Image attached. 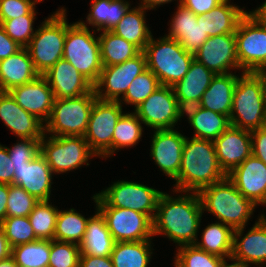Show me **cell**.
<instances>
[{
    "label": "cell",
    "instance_id": "cell-36",
    "mask_svg": "<svg viewBox=\"0 0 266 267\" xmlns=\"http://www.w3.org/2000/svg\"><path fill=\"white\" fill-rule=\"evenodd\" d=\"M88 218L74 208L59 210L56 218L54 240L80 245L84 239Z\"/></svg>",
    "mask_w": 266,
    "mask_h": 267
},
{
    "label": "cell",
    "instance_id": "cell-37",
    "mask_svg": "<svg viewBox=\"0 0 266 267\" xmlns=\"http://www.w3.org/2000/svg\"><path fill=\"white\" fill-rule=\"evenodd\" d=\"M142 121L133 112H124L116 123L112 136V156L122 148H131L140 142L143 135Z\"/></svg>",
    "mask_w": 266,
    "mask_h": 267
},
{
    "label": "cell",
    "instance_id": "cell-31",
    "mask_svg": "<svg viewBox=\"0 0 266 267\" xmlns=\"http://www.w3.org/2000/svg\"><path fill=\"white\" fill-rule=\"evenodd\" d=\"M230 1L224 0L217 7L203 14L205 32L209 37L234 34L239 21L248 12Z\"/></svg>",
    "mask_w": 266,
    "mask_h": 267
},
{
    "label": "cell",
    "instance_id": "cell-41",
    "mask_svg": "<svg viewBox=\"0 0 266 267\" xmlns=\"http://www.w3.org/2000/svg\"><path fill=\"white\" fill-rule=\"evenodd\" d=\"M160 86L158 78L147 68L133 80L119 103L133 105L137 109Z\"/></svg>",
    "mask_w": 266,
    "mask_h": 267
},
{
    "label": "cell",
    "instance_id": "cell-49",
    "mask_svg": "<svg viewBox=\"0 0 266 267\" xmlns=\"http://www.w3.org/2000/svg\"><path fill=\"white\" fill-rule=\"evenodd\" d=\"M252 155L266 164V126L251 131Z\"/></svg>",
    "mask_w": 266,
    "mask_h": 267
},
{
    "label": "cell",
    "instance_id": "cell-24",
    "mask_svg": "<svg viewBox=\"0 0 266 267\" xmlns=\"http://www.w3.org/2000/svg\"><path fill=\"white\" fill-rule=\"evenodd\" d=\"M0 119L18 138L42 139L44 123L25 111L8 92H0Z\"/></svg>",
    "mask_w": 266,
    "mask_h": 267
},
{
    "label": "cell",
    "instance_id": "cell-44",
    "mask_svg": "<svg viewBox=\"0 0 266 267\" xmlns=\"http://www.w3.org/2000/svg\"><path fill=\"white\" fill-rule=\"evenodd\" d=\"M0 228L3 230L11 248L38 240L28 216L6 217L0 223Z\"/></svg>",
    "mask_w": 266,
    "mask_h": 267
},
{
    "label": "cell",
    "instance_id": "cell-1",
    "mask_svg": "<svg viewBox=\"0 0 266 267\" xmlns=\"http://www.w3.org/2000/svg\"><path fill=\"white\" fill-rule=\"evenodd\" d=\"M162 192L153 219V237L163 235L173 241L178 247L195 244L198 239L201 218L203 215L202 203L198 192Z\"/></svg>",
    "mask_w": 266,
    "mask_h": 267
},
{
    "label": "cell",
    "instance_id": "cell-17",
    "mask_svg": "<svg viewBox=\"0 0 266 267\" xmlns=\"http://www.w3.org/2000/svg\"><path fill=\"white\" fill-rule=\"evenodd\" d=\"M194 59L215 75L231 73V69L242 71L237 59L234 34L209 37L195 52Z\"/></svg>",
    "mask_w": 266,
    "mask_h": 267
},
{
    "label": "cell",
    "instance_id": "cell-55",
    "mask_svg": "<svg viewBox=\"0 0 266 267\" xmlns=\"http://www.w3.org/2000/svg\"><path fill=\"white\" fill-rule=\"evenodd\" d=\"M9 184L0 183V223L6 218Z\"/></svg>",
    "mask_w": 266,
    "mask_h": 267
},
{
    "label": "cell",
    "instance_id": "cell-5",
    "mask_svg": "<svg viewBox=\"0 0 266 267\" xmlns=\"http://www.w3.org/2000/svg\"><path fill=\"white\" fill-rule=\"evenodd\" d=\"M152 35L143 52L147 68L158 78L161 85L173 87L189 71L194 54L187 52L180 43L167 37L155 40Z\"/></svg>",
    "mask_w": 266,
    "mask_h": 267
},
{
    "label": "cell",
    "instance_id": "cell-57",
    "mask_svg": "<svg viewBox=\"0 0 266 267\" xmlns=\"http://www.w3.org/2000/svg\"><path fill=\"white\" fill-rule=\"evenodd\" d=\"M140 4L138 6H141L145 8L146 10H154L156 7H160V5L168 4L170 2H173V0H139ZM177 1V5L181 4L182 0H174Z\"/></svg>",
    "mask_w": 266,
    "mask_h": 267
},
{
    "label": "cell",
    "instance_id": "cell-47",
    "mask_svg": "<svg viewBox=\"0 0 266 267\" xmlns=\"http://www.w3.org/2000/svg\"><path fill=\"white\" fill-rule=\"evenodd\" d=\"M41 139L19 138L12 147H7L13 167L27 165L40 153Z\"/></svg>",
    "mask_w": 266,
    "mask_h": 267
},
{
    "label": "cell",
    "instance_id": "cell-21",
    "mask_svg": "<svg viewBox=\"0 0 266 267\" xmlns=\"http://www.w3.org/2000/svg\"><path fill=\"white\" fill-rule=\"evenodd\" d=\"M8 93L25 111L35 115L44 124L49 119L55 98L43 75L31 82L13 87Z\"/></svg>",
    "mask_w": 266,
    "mask_h": 267
},
{
    "label": "cell",
    "instance_id": "cell-40",
    "mask_svg": "<svg viewBox=\"0 0 266 267\" xmlns=\"http://www.w3.org/2000/svg\"><path fill=\"white\" fill-rule=\"evenodd\" d=\"M51 201H39L29 214V222L37 239L53 240L59 209Z\"/></svg>",
    "mask_w": 266,
    "mask_h": 267
},
{
    "label": "cell",
    "instance_id": "cell-14",
    "mask_svg": "<svg viewBox=\"0 0 266 267\" xmlns=\"http://www.w3.org/2000/svg\"><path fill=\"white\" fill-rule=\"evenodd\" d=\"M147 69L143 51L121 64L103 66L97 83L93 86L100 100L119 101L133 80Z\"/></svg>",
    "mask_w": 266,
    "mask_h": 267
},
{
    "label": "cell",
    "instance_id": "cell-43",
    "mask_svg": "<svg viewBox=\"0 0 266 267\" xmlns=\"http://www.w3.org/2000/svg\"><path fill=\"white\" fill-rule=\"evenodd\" d=\"M36 14L34 7L27 15L0 21V26L13 41L25 48L36 32V28L33 27Z\"/></svg>",
    "mask_w": 266,
    "mask_h": 267
},
{
    "label": "cell",
    "instance_id": "cell-30",
    "mask_svg": "<svg viewBox=\"0 0 266 267\" xmlns=\"http://www.w3.org/2000/svg\"><path fill=\"white\" fill-rule=\"evenodd\" d=\"M146 10L141 6L131 8L111 31L143 51L152 37L146 21Z\"/></svg>",
    "mask_w": 266,
    "mask_h": 267
},
{
    "label": "cell",
    "instance_id": "cell-12",
    "mask_svg": "<svg viewBox=\"0 0 266 267\" xmlns=\"http://www.w3.org/2000/svg\"><path fill=\"white\" fill-rule=\"evenodd\" d=\"M122 107L119 101L95 100L84 138L97 157L112 156V136Z\"/></svg>",
    "mask_w": 266,
    "mask_h": 267
},
{
    "label": "cell",
    "instance_id": "cell-39",
    "mask_svg": "<svg viewBox=\"0 0 266 267\" xmlns=\"http://www.w3.org/2000/svg\"><path fill=\"white\" fill-rule=\"evenodd\" d=\"M50 240L38 239L11 248V257L18 267H48Z\"/></svg>",
    "mask_w": 266,
    "mask_h": 267
},
{
    "label": "cell",
    "instance_id": "cell-25",
    "mask_svg": "<svg viewBox=\"0 0 266 267\" xmlns=\"http://www.w3.org/2000/svg\"><path fill=\"white\" fill-rule=\"evenodd\" d=\"M43 76L48 81L55 99L75 98L89 93L93 85L68 61L63 58Z\"/></svg>",
    "mask_w": 266,
    "mask_h": 267
},
{
    "label": "cell",
    "instance_id": "cell-28",
    "mask_svg": "<svg viewBox=\"0 0 266 267\" xmlns=\"http://www.w3.org/2000/svg\"><path fill=\"white\" fill-rule=\"evenodd\" d=\"M130 4L127 0H92L86 22H78L92 26L96 32L111 31L131 8Z\"/></svg>",
    "mask_w": 266,
    "mask_h": 267
},
{
    "label": "cell",
    "instance_id": "cell-38",
    "mask_svg": "<svg viewBox=\"0 0 266 267\" xmlns=\"http://www.w3.org/2000/svg\"><path fill=\"white\" fill-rule=\"evenodd\" d=\"M188 123L194 128L192 137L212 141L231 125L228 116L205 108H201Z\"/></svg>",
    "mask_w": 266,
    "mask_h": 267
},
{
    "label": "cell",
    "instance_id": "cell-23",
    "mask_svg": "<svg viewBox=\"0 0 266 267\" xmlns=\"http://www.w3.org/2000/svg\"><path fill=\"white\" fill-rule=\"evenodd\" d=\"M54 173L39 153L27 165L14 167L13 184L25 189L39 201H50Z\"/></svg>",
    "mask_w": 266,
    "mask_h": 267
},
{
    "label": "cell",
    "instance_id": "cell-8",
    "mask_svg": "<svg viewBox=\"0 0 266 267\" xmlns=\"http://www.w3.org/2000/svg\"><path fill=\"white\" fill-rule=\"evenodd\" d=\"M97 99L94 88L75 98L55 99L44 132L50 136H84Z\"/></svg>",
    "mask_w": 266,
    "mask_h": 267
},
{
    "label": "cell",
    "instance_id": "cell-53",
    "mask_svg": "<svg viewBox=\"0 0 266 267\" xmlns=\"http://www.w3.org/2000/svg\"><path fill=\"white\" fill-rule=\"evenodd\" d=\"M21 47L17 42L13 41L0 26V60L5 59L19 50Z\"/></svg>",
    "mask_w": 266,
    "mask_h": 267
},
{
    "label": "cell",
    "instance_id": "cell-45",
    "mask_svg": "<svg viewBox=\"0 0 266 267\" xmlns=\"http://www.w3.org/2000/svg\"><path fill=\"white\" fill-rule=\"evenodd\" d=\"M80 246L74 243L50 240L48 267H79Z\"/></svg>",
    "mask_w": 266,
    "mask_h": 267
},
{
    "label": "cell",
    "instance_id": "cell-33",
    "mask_svg": "<svg viewBox=\"0 0 266 267\" xmlns=\"http://www.w3.org/2000/svg\"><path fill=\"white\" fill-rule=\"evenodd\" d=\"M214 76L212 71L194 59L186 75L173 86L177 100H201Z\"/></svg>",
    "mask_w": 266,
    "mask_h": 267
},
{
    "label": "cell",
    "instance_id": "cell-42",
    "mask_svg": "<svg viewBox=\"0 0 266 267\" xmlns=\"http://www.w3.org/2000/svg\"><path fill=\"white\" fill-rule=\"evenodd\" d=\"M176 251L174 267H219L224 258L208 253L195 244L182 245Z\"/></svg>",
    "mask_w": 266,
    "mask_h": 267
},
{
    "label": "cell",
    "instance_id": "cell-3",
    "mask_svg": "<svg viewBox=\"0 0 266 267\" xmlns=\"http://www.w3.org/2000/svg\"><path fill=\"white\" fill-rule=\"evenodd\" d=\"M230 124L255 130L266 126V79L264 73L242 72L234 89Z\"/></svg>",
    "mask_w": 266,
    "mask_h": 267
},
{
    "label": "cell",
    "instance_id": "cell-6",
    "mask_svg": "<svg viewBox=\"0 0 266 267\" xmlns=\"http://www.w3.org/2000/svg\"><path fill=\"white\" fill-rule=\"evenodd\" d=\"M67 10L59 8L36 29L30 43L25 47L36 71L43 75L63 58L67 33Z\"/></svg>",
    "mask_w": 266,
    "mask_h": 267
},
{
    "label": "cell",
    "instance_id": "cell-51",
    "mask_svg": "<svg viewBox=\"0 0 266 267\" xmlns=\"http://www.w3.org/2000/svg\"><path fill=\"white\" fill-rule=\"evenodd\" d=\"M202 108L201 101L196 99L177 100V116L178 122L186 114L188 122L195 116Z\"/></svg>",
    "mask_w": 266,
    "mask_h": 267
},
{
    "label": "cell",
    "instance_id": "cell-26",
    "mask_svg": "<svg viewBox=\"0 0 266 267\" xmlns=\"http://www.w3.org/2000/svg\"><path fill=\"white\" fill-rule=\"evenodd\" d=\"M39 75L27 49L22 48L0 60V92H8L15 86L31 82Z\"/></svg>",
    "mask_w": 266,
    "mask_h": 267
},
{
    "label": "cell",
    "instance_id": "cell-20",
    "mask_svg": "<svg viewBox=\"0 0 266 267\" xmlns=\"http://www.w3.org/2000/svg\"><path fill=\"white\" fill-rule=\"evenodd\" d=\"M176 10L166 36L177 40L187 52L195 54L209 38L204 27L205 17L203 14L195 15L182 4H178Z\"/></svg>",
    "mask_w": 266,
    "mask_h": 267
},
{
    "label": "cell",
    "instance_id": "cell-29",
    "mask_svg": "<svg viewBox=\"0 0 266 267\" xmlns=\"http://www.w3.org/2000/svg\"><path fill=\"white\" fill-rule=\"evenodd\" d=\"M95 210V214L88 219L84 239L79 245L81 254L99 257L110 256L115 241L97 206Z\"/></svg>",
    "mask_w": 266,
    "mask_h": 267
},
{
    "label": "cell",
    "instance_id": "cell-7",
    "mask_svg": "<svg viewBox=\"0 0 266 267\" xmlns=\"http://www.w3.org/2000/svg\"><path fill=\"white\" fill-rule=\"evenodd\" d=\"M95 31L82 26L78 21L68 24L67 20L63 53V59L72 64L93 86L99 80L103 68Z\"/></svg>",
    "mask_w": 266,
    "mask_h": 267
},
{
    "label": "cell",
    "instance_id": "cell-18",
    "mask_svg": "<svg viewBox=\"0 0 266 267\" xmlns=\"http://www.w3.org/2000/svg\"><path fill=\"white\" fill-rule=\"evenodd\" d=\"M150 155L160 171L174 181L178 178L186 136L176 129L153 130Z\"/></svg>",
    "mask_w": 266,
    "mask_h": 267
},
{
    "label": "cell",
    "instance_id": "cell-59",
    "mask_svg": "<svg viewBox=\"0 0 266 267\" xmlns=\"http://www.w3.org/2000/svg\"><path fill=\"white\" fill-rule=\"evenodd\" d=\"M227 261H232V263H229ZM219 267H244L240 262H238L235 259L229 258V259H224L220 264Z\"/></svg>",
    "mask_w": 266,
    "mask_h": 267
},
{
    "label": "cell",
    "instance_id": "cell-58",
    "mask_svg": "<svg viewBox=\"0 0 266 267\" xmlns=\"http://www.w3.org/2000/svg\"><path fill=\"white\" fill-rule=\"evenodd\" d=\"M255 16L261 23L266 25V0L263 4L257 7L255 10L249 11Z\"/></svg>",
    "mask_w": 266,
    "mask_h": 267
},
{
    "label": "cell",
    "instance_id": "cell-54",
    "mask_svg": "<svg viewBox=\"0 0 266 267\" xmlns=\"http://www.w3.org/2000/svg\"><path fill=\"white\" fill-rule=\"evenodd\" d=\"M79 267H114L110 256L80 254Z\"/></svg>",
    "mask_w": 266,
    "mask_h": 267
},
{
    "label": "cell",
    "instance_id": "cell-9",
    "mask_svg": "<svg viewBox=\"0 0 266 267\" xmlns=\"http://www.w3.org/2000/svg\"><path fill=\"white\" fill-rule=\"evenodd\" d=\"M48 136V137H47ZM40 154L54 174L78 170L97 155L90 149L84 136H50L40 140Z\"/></svg>",
    "mask_w": 266,
    "mask_h": 267
},
{
    "label": "cell",
    "instance_id": "cell-13",
    "mask_svg": "<svg viewBox=\"0 0 266 267\" xmlns=\"http://www.w3.org/2000/svg\"><path fill=\"white\" fill-rule=\"evenodd\" d=\"M161 193L141 183L118 180L96 194L108 206L139 211L153 221Z\"/></svg>",
    "mask_w": 266,
    "mask_h": 267
},
{
    "label": "cell",
    "instance_id": "cell-34",
    "mask_svg": "<svg viewBox=\"0 0 266 267\" xmlns=\"http://www.w3.org/2000/svg\"><path fill=\"white\" fill-rule=\"evenodd\" d=\"M233 234L232 227L215 221L202 230L201 241L197 240L195 245L208 253L229 259L232 254Z\"/></svg>",
    "mask_w": 266,
    "mask_h": 267
},
{
    "label": "cell",
    "instance_id": "cell-50",
    "mask_svg": "<svg viewBox=\"0 0 266 267\" xmlns=\"http://www.w3.org/2000/svg\"><path fill=\"white\" fill-rule=\"evenodd\" d=\"M14 167L7 146L0 144V183L13 184Z\"/></svg>",
    "mask_w": 266,
    "mask_h": 267
},
{
    "label": "cell",
    "instance_id": "cell-35",
    "mask_svg": "<svg viewBox=\"0 0 266 267\" xmlns=\"http://www.w3.org/2000/svg\"><path fill=\"white\" fill-rule=\"evenodd\" d=\"M103 66L121 64L137 56L141 51L132 43L112 31H101L98 36Z\"/></svg>",
    "mask_w": 266,
    "mask_h": 267
},
{
    "label": "cell",
    "instance_id": "cell-46",
    "mask_svg": "<svg viewBox=\"0 0 266 267\" xmlns=\"http://www.w3.org/2000/svg\"><path fill=\"white\" fill-rule=\"evenodd\" d=\"M38 202L39 200L30 195L22 187L9 184L6 217L29 216Z\"/></svg>",
    "mask_w": 266,
    "mask_h": 267
},
{
    "label": "cell",
    "instance_id": "cell-15",
    "mask_svg": "<svg viewBox=\"0 0 266 267\" xmlns=\"http://www.w3.org/2000/svg\"><path fill=\"white\" fill-rule=\"evenodd\" d=\"M142 123L152 130L176 129L178 123L177 98L173 87L161 85L137 109H133Z\"/></svg>",
    "mask_w": 266,
    "mask_h": 267
},
{
    "label": "cell",
    "instance_id": "cell-56",
    "mask_svg": "<svg viewBox=\"0 0 266 267\" xmlns=\"http://www.w3.org/2000/svg\"><path fill=\"white\" fill-rule=\"evenodd\" d=\"M11 256V247L7 241V238L0 228V261L8 259Z\"/></svg>",
    "mask_w": 266,
    "mask_h": 267
},
{
    "label": "cell",
    "instance_id": "cell-11",
    "mask_svg": "<svg viewBox=\"0 0 266 267\" xmlns=\"http://www.w3.org/2000/svg\"><path fill=\"white\" fill-rule=\"evenodd\" d=\"M92 199L104 216L115 242L153 240V222L146 214L108 206L97 194H94Z\"/></svg>",
    "mask_w": 266,
    "mask_h": 267
},
{
    "label": "cell",
    "instance_id": "cell-48",
    "mask_svg": "<svg viewBox=\"0 0 266 267\" xmlns=\"http://www.w3.org/2000/svg\"><path fill=\"white\" fill-rule=\"evenodd\" d=\"M34 7L33 0H0V21L27 15Z\"/></svg>",
    "mask_w": 266,
    "mask_h": 267
},
{
    "label": "cell",
    "instance_id": "cell-22",
    "mask_svg": "<svg viewBox=\"0 0 266 267\" xmlns=\"http://www.w3.org/2000/svg\"><path fill=\"white\" fill-rule=\"evenodd\" d=\"M213 142L220 167L226 174L252 154L249 130L230 125Z\"/></svg>",
    "mask_w": 266,
    "mask_h": 267
},
{
    "label": "cell",
    "instance_id": "cell-10",
    "mask_svg": "<svg viewBox=\"0 0 266 267\" xmlns=\"http://www.w3.org/2000/svg\"><path fill=\"white\" fill-rule=\"evenodd\" d=\"M234 35L242 72H266V25L247 12L239 21Z\"/></svg>",
    "mask_w": 266,
    "mask_h": 267
},
{
    "label": "cell",
    "instance_id": "cell-32",
    "mask_svg": "<svg viewBox=\"0 0 266 267\" xmlns=\"http://www.w3.org/2000/svg\"><path fill=\"white\" fill-rule=\"evenodd\" d=\"M151 240L115 242L110 254L114 267H148L153 247Z\"/></svg>",
    "mask_w": 266,
    "mask_h": 267
},
{
    "label": "cell",
    "instance_id": "cell-16",
    "mask_svg": "<svg viewBox=\"0 0 266 267\" xmlns=\"http://www.w3.org/2000/svg\"><path fill=\"white\" fill-rule=\"evenodd\" d=\"M257 219L244 235L246 227L234 229L231 258L244 267L266 266V216L262 213Z\"/></svg>",
    "mask_w": 266,
    "mask_h": 267
},
{
    "label": "cell",
    "instance_id": "cell-19",
    "mask_svg": "<svg viewBox=\"0 0 266 267\" xmlns=\"http://www.w3.org/2000/svg\"><path fill=\"white\" fill-rule=\"evenodd\" d=\"M227 177L256 206L266 205V164L262 160L251 154Z\"/></svg>",
    "mask_w": 266,
    "mask_h": 267
},
{
    "label": "cell",
    "instance_id": "cell-2",
    "mask_svg": "<svg viewBox=\"0 0 266 267\" xmlns=\"http://www.w3.org/2000/svg\"><path fill=\"white\" fill-rule=\"evenodd\" d=\"M227 177L218 162L212 140L186 137L174 190L199 192Z\"/></svg>",
    "mask_w": 266,
    "mask_h": 267
},
{
    "label": "cell",
    "instance_id": "cell-27",
    "mask_svg": "<svg viewBox=\"0 0 266 267\" xmlns=\"http://www.w3.org/2000/svg\"><path fill=\"white\" fill-rule=\"evenodd\" d=\"M238 74H216L201 97L202 108L230 117Z\"/></svg>",
    "mask_w": 266,
    "mask_h": 267
},
{
    "label": "cell",
    "instance_id": "cell-60",
    "mask_svg": "<svg viewBox=\"0 0 266 267\" xmlns=\"http://www.w3.org/2000/svg\"><path fill=\"white\" fill-rule=\"evenodd\" d=\"M0 267H18L14 259L10 256L8 259L0 261Z\"/></svg>",
    "mask_w": 266,
    "mask_h": 267
},
{
    "label": "cell",
    "instance_id": "cell-52",
    "mask_svg": "<svg viewBox=\"0 0 266 267\" xmlns=\"http://www.w3.org/2000/svg\"><path fill=\"white\" fill-rule=\"evenodd\" d=\"M224 0H182L181 4L195 15H201L217 7Z\"/></svg>",
    "mask_w": 266,
    "mask_h": 267
},
{
    "label": "cell",
    "instance_id": "cell-61",
    "mask_svg": "<svg viewBox=\"0 0 266 267\" xmlns=\"http://www.w3.org/2000/svg\"><path fill=\"white\" fill-rule=\"evenodd\" d=\"M35 3H41L43 0H33Z\"/></svg>",
    "mask_w": 266,
    "mask_h": 267
},
{
    "label": "cell",
    "instance_id": "cell-4",
    "mask_svg": "<svg viewBox=\"0 0 266 267\" xmlns=\"http://www.w3.org/2000/svg\"><path fill=\"white\" fill-rule=\"evenodd\" d=\"M198 194L203 212L213 214L217 221L233 229L246 227L257 208L251 200L238 191L228 177L202 188Z\"/></svg>",
    "mask_w": 266,
    "mask_h": 267
}]
</instances>
